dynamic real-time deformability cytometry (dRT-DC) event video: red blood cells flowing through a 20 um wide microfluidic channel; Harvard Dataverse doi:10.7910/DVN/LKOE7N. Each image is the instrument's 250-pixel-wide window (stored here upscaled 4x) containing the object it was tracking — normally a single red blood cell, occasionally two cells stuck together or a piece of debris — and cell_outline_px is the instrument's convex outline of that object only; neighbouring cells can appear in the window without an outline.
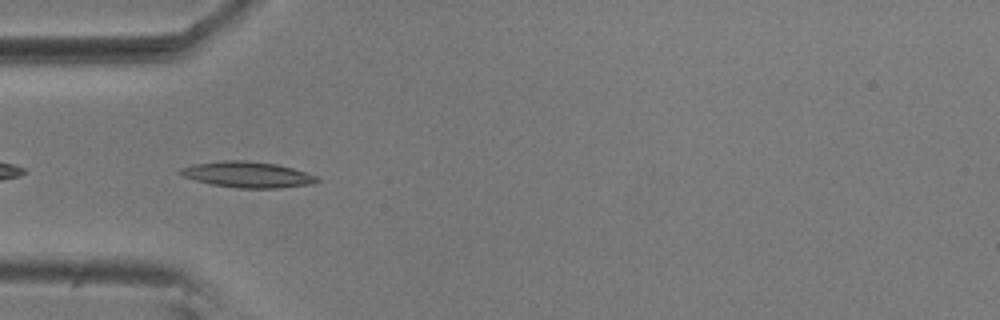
{"species": "common noctule bat (a hibernating species)", "species_latin": "Nyctalus noctula", "temperature_condition": "room temperature", "stored_images_in_passage": 40, "camera_frame_rate_fps": 3000, "um_per_image_px": 0.085, "animal": {"sex": "male", "body_mass_g": 20.5, "forearm_length_mm": 52.5}, "frame": {"image": 1, "passage_image": 2, "time_ms": 0.333, "image_size_px": [1000, 320], "cell_outline_px": [[320, 180], [312, 184], [280, 188], [240, 188], [212, 184], [196, 180], [184, 176], [176, 172], [180, 168], [192, 164], [224, 160], [244, 160], [276, 164], [292, 168], [316, 176]], "centroid_in_image_um": [21.01, 14.83], "position_along_channel_um": 64.0, "area_um2": 20.52}}
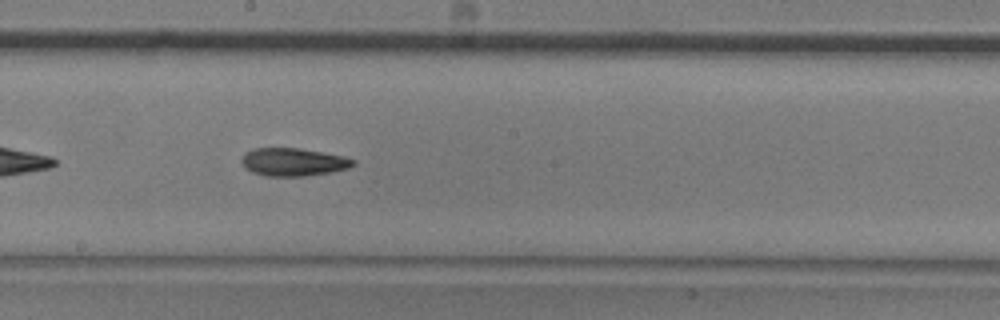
{"frame": {"image": 2, "passage_image": 15, "time_ms": 4.667, "image_size_px": [1000, 320], "cell_outline_px": [[356, 164], [348, 168], [332, 172], [304, 176], [268, 176], [252, 172], [244, 168], [240, 160], [244, 152], [252, 148], [300, 148], [344, 156], [356, 160]], "centroid_in_image_um": [24.91, 13.76], "position_along_channel_um": 223.3, "area_um2": 18.38}}
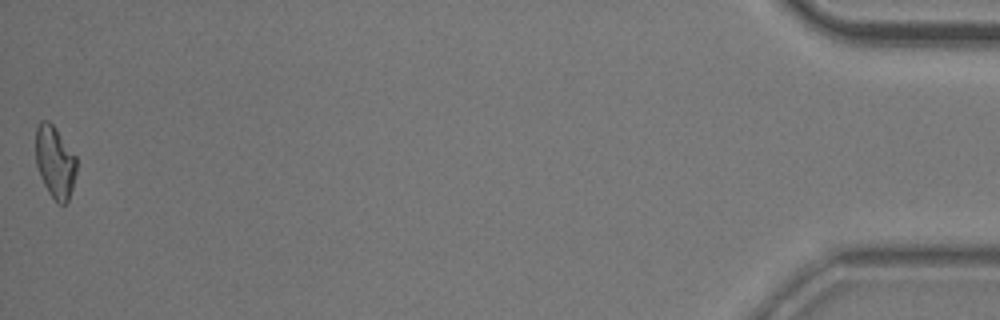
{"frame": {"image": 3, "passage_image": 40, "time_ms": 13.0, "image_size_px": [1000, 320], "cell_outline_px": [[76, 172], [72, 188], [68, 200], [64, 204], [60, 204], [48, 192], [40, 176], [36, 164], [36, 128], [40, 120], [48, 120], [56, 128], [76, 156]], "centroid_in_image_um": [4.67, 13.74], "position_along_channel_um": 430.5, "area_um2": 17.05}, "authors_computed_cell_mechanics": {"area_um2": 17.8602, "velocity_mm_per_s": 3.6676, "shape_relaxation_time_tau1_ms": 5.5101, "shape_relaxation_time_tau2_ms": null, "deformation_change_tau1": 0.1679, "deformation_change_tau2": null}}